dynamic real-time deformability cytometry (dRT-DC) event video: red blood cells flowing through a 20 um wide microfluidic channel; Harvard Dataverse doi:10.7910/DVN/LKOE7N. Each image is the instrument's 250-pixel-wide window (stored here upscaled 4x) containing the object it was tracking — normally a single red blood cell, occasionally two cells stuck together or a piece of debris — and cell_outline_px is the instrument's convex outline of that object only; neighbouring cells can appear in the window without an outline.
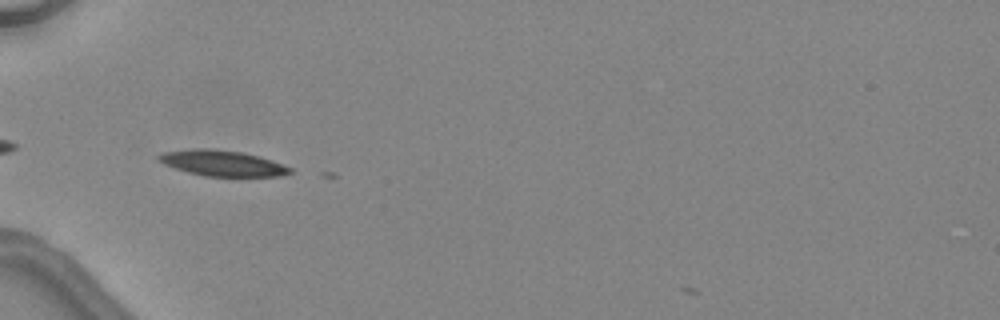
{"species": "common noctule bat (a hibernating species)", "species_latin": "Nyctalus noctula", "temperature_condition": "warm", "stored_images_in_passage": 4, "camera_frame_rate_fps": 3000, "um_per_image_px": 0.085, "animal": {"sex": "female", "body_mass_g": 24.6, "forearm_length_mm": 56.2}, "frame": {"image": 1, "passage_image": 3, "time_ms": 3.333, "image_size_px": [1000, 320], "cell_outline_px": [[292, 172], [280, 176], [204, 176], [188, 172], [164, 164], [156, 160], [156, 156], [160, 152], [196, 148], [212, 148], [240, 152], [260, 156], [272, 160], [292, 168]], "centroid_in_image_um": [18.85, 13.86], "position_along_channel_um": 66.1, "area_um2": 19.77}}